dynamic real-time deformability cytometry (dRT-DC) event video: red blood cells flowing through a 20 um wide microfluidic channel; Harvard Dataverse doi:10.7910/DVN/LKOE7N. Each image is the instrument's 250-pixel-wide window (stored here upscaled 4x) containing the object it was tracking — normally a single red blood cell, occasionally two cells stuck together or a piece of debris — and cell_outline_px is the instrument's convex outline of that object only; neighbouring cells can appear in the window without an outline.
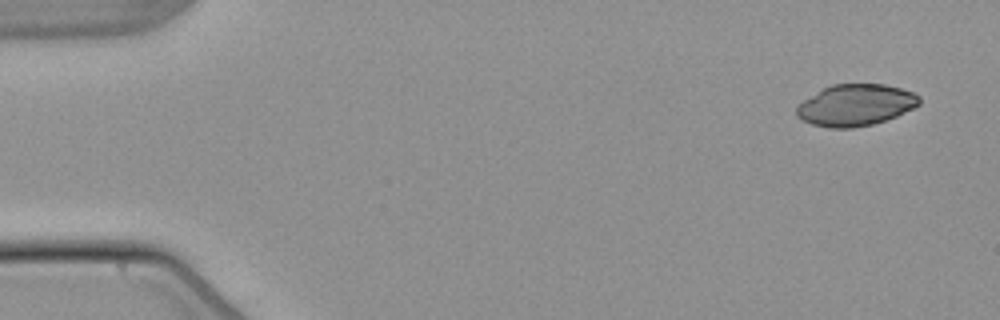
{"species": "common noctule bat (a hibernating species)", "species_latin": "Nyctalus noctula", "temperature_condition": "warm", "stored_images_in_passage": 51, "camera_frame_rate_fps": 3000, "um_per_image_px": 0.085, "animal": {"sex": "male", "body_mass_g": 21.5, "forearm_length_mm": 52.0}, "frame": {"image": 1, "passage_image": 1, "time_ms": 0.0, "image_size_px": [1000, 320], "cell_outline_px": [[920, 104], [896, 116], [872, 124], [852, 128], [828, 128], [812, 124], [796, 116], [796, 108], [804, 100], [824, 88], [832, 84], [884, 84], [900, 88], [912, 92], [920, 96]], "centroid_in_image_um": [72.73, 8.93], "position_along_channel_um": 12.3, "area_um2": 29.42}}
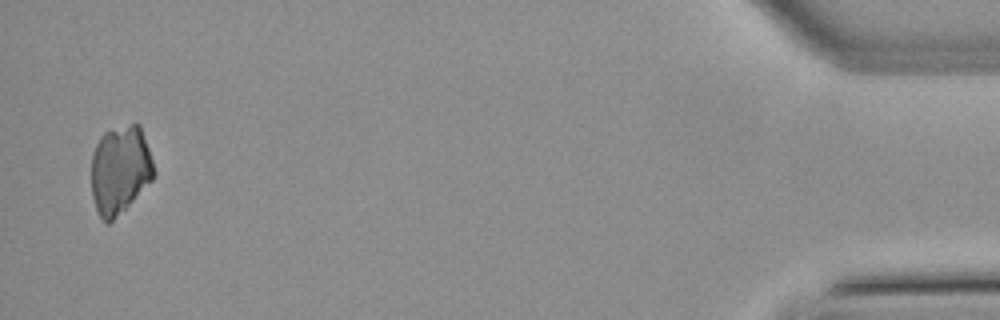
{"frame": {"image": 2, "passage_image": 50, "time_ms": 16.333, "image_size_px": [1000, 320], "cell_outline_px": [[152, 180], [108, 224], [104, 224], [100, 220], [92, 196], [92, 156], [96, 144], [100, 136], [104, 132], [132, 124], [140, 124], [152, 160]], "centroid_in_image_um": [10.16, 14.44], "position_along_channel_um": 425.0, "area_um2": 31.5}}